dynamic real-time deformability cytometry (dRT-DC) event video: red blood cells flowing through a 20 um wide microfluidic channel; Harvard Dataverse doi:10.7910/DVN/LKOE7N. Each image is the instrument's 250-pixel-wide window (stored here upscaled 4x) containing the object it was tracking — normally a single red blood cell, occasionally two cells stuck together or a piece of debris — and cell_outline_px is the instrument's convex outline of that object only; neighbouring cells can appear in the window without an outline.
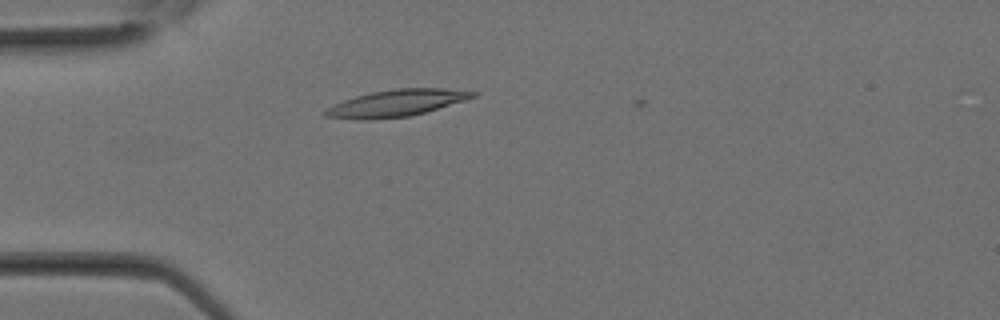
{"species": "Egyptian fruit bat (a non-hibernating species)", "species_latin": "Rousettus aegyptiacus", "temperature_condition": "room temperature", "stored_images_in_passage": 5, "camera_frame_rate_fps": 3000, "um_per_image_px": 0.085, "animal": {"sex": "female"}, "frame": {"image": 1, "passage_image": 1, "time_ms": 0.0, "image_size_px": [1000, 320], "cell_outline_px": [[480, 92], [476, 96], [464, 100], [424, 112], [408, 116], [364, 120], [356, 120], [324, 116], [320, 112], [344, 100], [356, 96], [372, 92], [396, 88], [444, 88]], "centroid_in_image_um": [33.67, 8.76], "position_along_channel_um": 51.3, "area_um2": 22.77}}
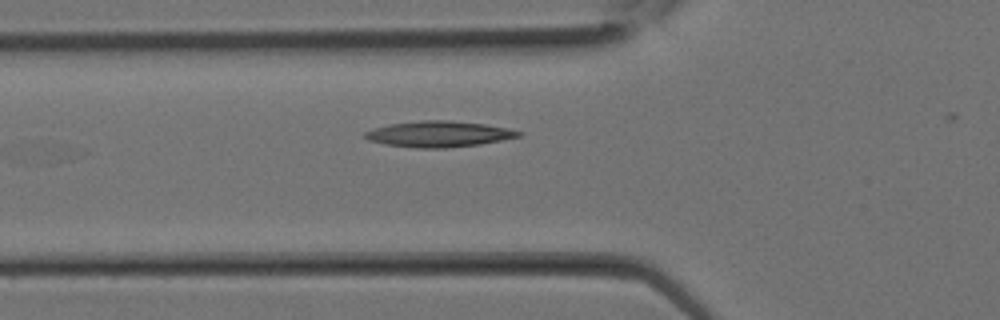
{"frame": {"image": 2, "passage_image": 3, "time_ms": 0.667, "image_size_px": [1000, 320], "cell_outline_px": [[524, 132], [520, 136], [480, 144], [444, 148], [416, 148], [384, 144], [368, 140], [364, 136], [364, 132], [388, 124], [420, 120], [448, 120], [484, 124], [508, 128]], "centroid_in_image_um": [37.28, 11.39], "position_along_channel_um": 88.5, "area_um2": 23.12}}
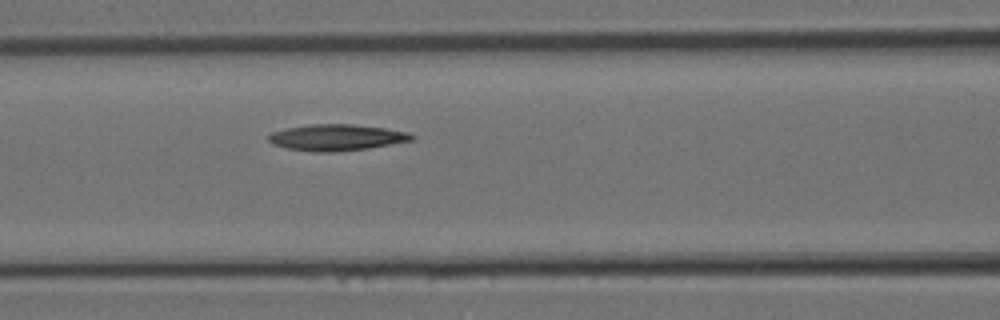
{"frame": {"image": 3, "passage_image": 5, "time_ms": 1.333, "image_size_px": [1000, 320], "cell_outline_px": [[416, 136], [412, 140], [368, 148], [332, 152], [312, 152], [284, 148], [272, 144], [268, 140], [268, 136], [272, 132], [284, 128], [312, 124], [352, 124], [384, 128], [408, 132]], "centroid_in_image_um": [28.56, 11.68], "position_along_channel_um": 138.0, "area_um2": 21.96}}